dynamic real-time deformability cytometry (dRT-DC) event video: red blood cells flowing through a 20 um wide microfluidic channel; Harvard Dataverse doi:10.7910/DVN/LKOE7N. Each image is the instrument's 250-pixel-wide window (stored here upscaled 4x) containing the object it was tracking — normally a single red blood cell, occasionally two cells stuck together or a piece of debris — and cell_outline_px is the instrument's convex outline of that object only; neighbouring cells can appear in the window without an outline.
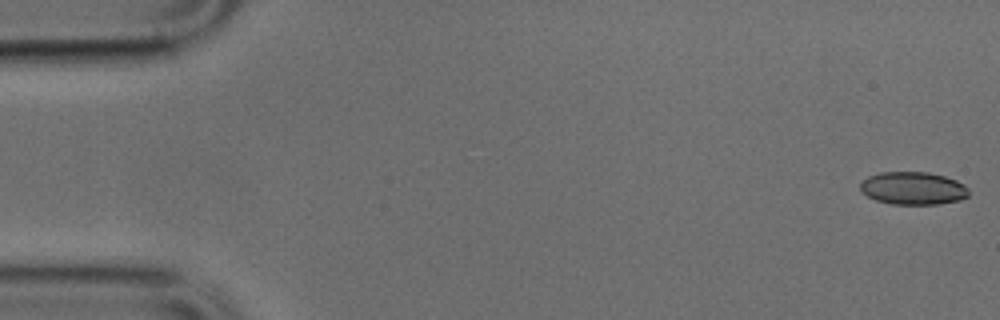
{"species": "common noctule bat (a hibernating species)", "species_latin": "Nyctalus noctula", "temperature_condition": "cold", "stored_images_in_passage": 15, "camera_frame_rate_fps": 3000, "um_per_image_px": 0.085, "animal": {"sex": "male", "body_mass_g": 17.9, "forearm_length_mm": 54.2}, "frame": {"image": 1, "passage_image": 1, "time_ms": 0.0, "image_size_px": [1000, 320], "cell_outline_px": [[968, 196], [960, 200], [940, 204], [892, 204], [876, 200], [868, 196], [860, 188], [860, 184], [868, 176], [880, 172], [928, 172], [944, 176], [956, 180], [964, 184], [968, 188]], "centroid_in_image_um": [77.63, 16.0], "position_along_channel_um": 7.4, "area_um2": 20.69}}
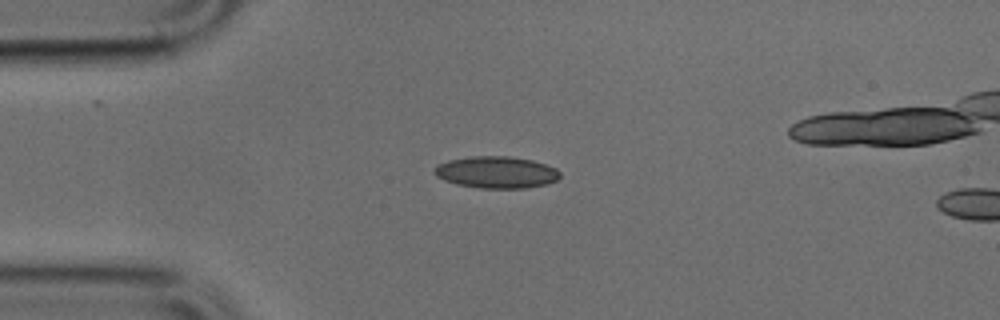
{"frame": {"image": 2, "passage_image": 12, "time_ms": 3.667, "image_size_px": [1000, 320], "cell_outline_px": [[560, 176], [556, 180], [544, 184], [524, 188], [480, 188], [456, 184], [444, 180], [436, 176], [432, 172], [432, 168], [436, 164], [448, 160], [472, 156], [508, 156], [532, 160], [556, 168], [560, 172]], "centroid_in_image_um": [42.13, 14.63], "position_along_channel_um": 42.9, "area_um2": 23.35}}